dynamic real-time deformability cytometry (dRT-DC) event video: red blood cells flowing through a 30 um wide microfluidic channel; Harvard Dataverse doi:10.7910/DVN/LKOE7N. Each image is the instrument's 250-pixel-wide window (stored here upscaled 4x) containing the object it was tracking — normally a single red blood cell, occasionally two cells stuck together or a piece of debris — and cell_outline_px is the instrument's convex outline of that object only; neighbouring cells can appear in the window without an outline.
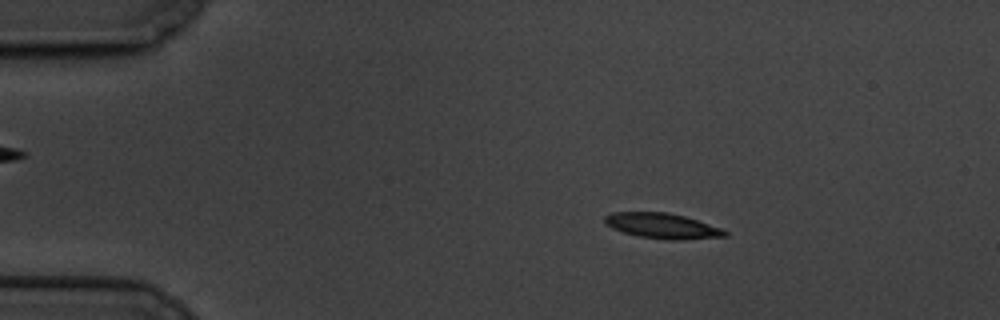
{"species": "common noctule bat (a hibernating species)", "species_latin": "Nyctalus noctula", "temperature_condition": "cold", "stored_images_in_passage": 52, "camera_frame_rate_fps": 3000, "um_per_image_px": 0.085, "animal": {"sex": "male", "body_mass_g": 19.5, "forearm_length_mm": 54.6}, "frame": {"image": 1, "passage_image": 2, "time_ms": 0.333, "image_size_px": [1000, 320], "cell_outline_px": [[728, 236], [684, 240], [664, 240], [640, 236], [624, 232], [612, 228], [604, 224], [604, 216], [612, 212], [668, 212], [684, 216], [724, 228], [728, 232]], "centroid_in_image_um": [56.33, 19.2], "position_along_channel_um": 28.7, "area_um2": 17.98}}
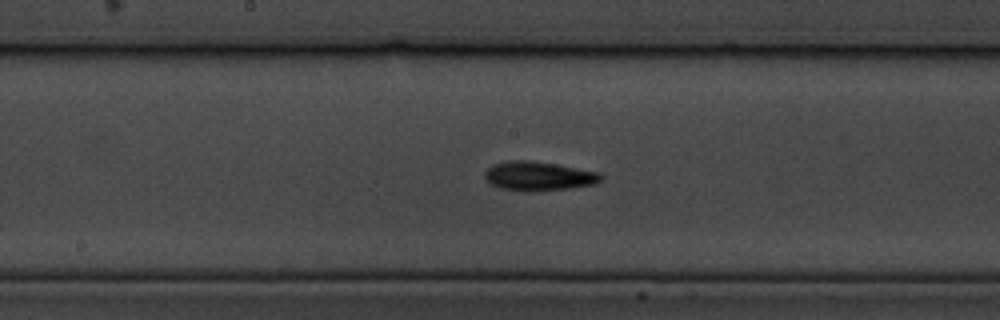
{"frame": {"image": 2, "passage_image": 23, "time_ms": 7.333, "image_size_px": [1000, 320], "cell_outline_px": [[604, 180], [596, 184], [568, 188], [500, 188], [488, 184], [484, 180], [484, 172], [492, 164], [508, 160], [528, 160], [600, 172], [604, 176]], "centroid_in_image_um": [45.77, 14.92], "position_along_channel_um": 202.4, "area_um2": 18.96}}
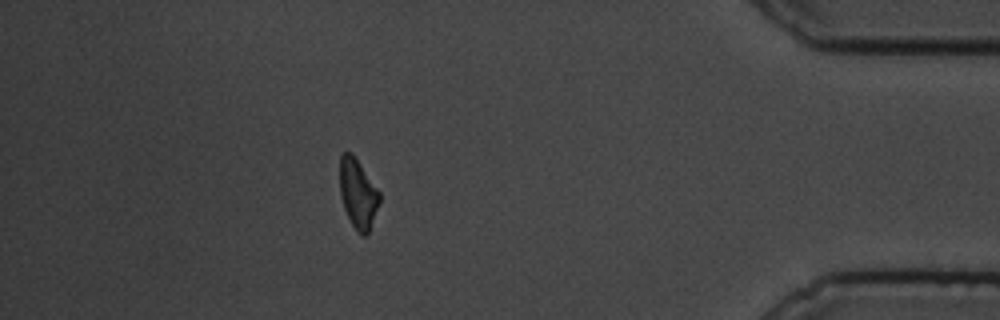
{"frame": {"image": 3, "passage_image": 45, "time_ms": 14.667, "image_size_px": [1000, 320], "cell_outline_px": [[380, 200], [368, 232], [364, 236], [356, 232], [344, 208], [340, 196], [340, 156], [344, 152], [352, 152], [380, 192]], "centroid_in_image_um": [30.41, 16.44], "position_along_channel_um": 404.8, "area_um2": 15.9}, "authors_computed_cell_mechanics": {"area_um2": 17.6001, "velocity_mm_per_s": 3.3376, "shape_relaxation_time_tau1_ms": 7.1947, "shape_relaxation_time_tau2_ms": 5.3182, "deformation_change_tau1": 0.1668, "deformation_change_tau2": 0.136}}